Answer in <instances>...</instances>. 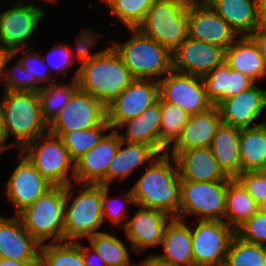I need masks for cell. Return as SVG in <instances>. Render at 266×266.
I'll return each instance as SVG.
<instances>
[{
    "instance_id": "2e32d148",
    "label": "cell",
    "mask_w": 266,
    "mask_h": 266,
    "mask_svg": "<svg viewBox=\"0 0 266 266\" xmlns=\"http://www.w3.org/2000/svg\"><path fill=\"white\" fill-rule=\"evenodd\" d=\"M225 50L188 36L171 52L172 70L202 77L225 62Z\"/></svg>"
},
{
    "instance_id": "83f0119b",
    "label": "cell",
    "mask_w": 266,
    "mask_h": 266,
    "mask_svg": "<svg viewBox=\"0 0 266 266\" xmlns=\"http://www.w3.org/2000/svg\"><path fill=\"white\" fill-rule=\"evenodd\" d=\"M225 63L249 76L256 83L266 78V67L255 42L249 36L239 37L225 50Z\"/></svg>"
},
{
    "instance_id": "836d02e7",
    "label": "cell",
    "mask_w": 266,
    "mask_h": 266,
    "mask_svg": "<svg viewBox=\"0 0 266 266\" xmlns=\"http://www.w3.org/2000/svg\"><path fill=\"white\" fill-rule=\"evenodd\" d=\"M82 243L62 241L41 244L40 266H85Z\"/></svg>"
},
{
    "instance_id": "d4e9b609",
    "label": "cell",
    "mask_w": 266,
    "mask_h": 266,
    "mask_svg": "<svg viewBox=\"0 0 266 266\" xmlns=\"http://www.w3.org/2000/svg\"><path fill=\"white\" fill-rule=\"evenodd\" d=\"M202 80L208 97L216 106L256 83L249 76L231 69L225 62L203 75Z\"/></svg>"
},
{
    "instance_id": "7dc6e473",
    "label": "cell",
    "mask_w": 266,
    "mask_h": 266,
    "mask_svg": "<svg viewBox=\"0 0 266 266\" xmlns=\"http://www.w3.org/2000/svg\"><path fill=\"white\" fill-rule=\"evenodd\" d=\"M83 260L85 266H107L100 255L89 245H83Z\"/></svg>"
},
{
    "instance_id": "e0dca14e",
    "label": "cell",
    "mask_w": 266,
    "mask_h": 266,
    "mask_svg": "<svg viewBox=\"0 0 266 266\" xmlns=\"http://www.w3.org/2000/svg\"><path fill=\"white\" fill-rule=\"evenodd\" d=\"M188 36L227 49L239 36L208 3L189 2Z\"/></svg>"
},
{
    "instance_id": "8d00e7d4",
    "label": "cell",
    "mask_w": 266,
    "mask_h": 266,
    "mask_svg": "<svg viewBox=\"0 0 266 266\" xmlns=\"http://www.w3.org/2000/svg\"><path fill=\"white\" fill-rule=\"evenodd\" d=\"M127 29H136L157 0H102Z\"/></svg>"
},
{
    "instance_id": "484cf974",
    "label": "cell",
    "mask_w": 266,
    "mask_h": 266,
    "mask_svg": "<svg viewBox=\"0 0 266 266\" xmlns=\"http://www.w3.org/2000/svg\"><path fill=\"white\" fill-rule=\"evenodd\" d=\"M186 220L172 218L164 231L161 245L164 254L159 259L181 266H194L192 254L191 228Z\"/></svg>"
},
{
    "instance_id": "7c38bea8",
    "label": "cell",
    "mask_w": 266,
    "mask_h": 266,
    "mask_svg": "<svg viewBox=\"0 0 266 266\" xmlns=\"http://www.w3.org/2000/svg\"><path fill=\"white\" fill-rule=\"evenodd\" d=\"M25 2L20 0L0 13V46L11 52L32 47L29 39L47 13L45 9Z\"/></svg>"
},
{
    "instance_id": "ab89813d",
    "label": "cell",
    "mask_w": 266,
    "mask_h": 266,
    "mask_svg": "<svg viewBox=\"0 0 266 266\" xmlns=\"http://www.w3.org/2000/svg\"><path fill=\"white\" fill-rule=\"evenodd\" d=\"M189 115L180 107L161 99V122L159 141L168 149L180 136Z\"/></svg>"
},
{
    "instance_id": "e575fe53",
    "label": "cell",
    "mask_w": 266,
    "mask_h": 266,
    "mask_svg": "<svg viewBox=\"0 0 266 266\" xmlns=\"http://www.w3.org/2000/svg\"><path fill=\"white\" fill-rule=\"evenodd\" d=\"M89 246L95 250L107 266H133L130 261V250L120 238L108 232H100L89 238Z\"/></svg>"
},
{
    "instance_id": "603a6c76",
    "label": "cell",
    "mask_w": 266,
    "mask_h": 266,
    "mask_svg": "<svg viewBox=\"0 0 266 266\" xmlns=\"http://www.w3.org/2000/svg\"><path fill=\"white\" fill-rule=\"evenodd\" d=\"M222 123L217 106L201 113L189 115L180 136L167 149V153H179L192 148L210 147L217 128Z\"/></svg>"
},
{
    "instance_id": "5bb4252c",
    "label": "cell",
    "mask_w": 266,
    "mask_h": 266,
    "mask_svg": "<svg viewBox=\"0 0 266 266\" xmlns=\"http://www.w3.org/2000/svg\"><path fill=\"white\" fill-rule=\"evenodd\" d=\"M158 99L159 81L134 79L106 105V120L111 130H118L124 122L138 117Z\"/></svg>"
},
{
    "instance_id": "d6986e66",
    "label": "cell",
    "mask_w": 266,
    "mask_h": 266,
    "mask_svg": "<svg viewBox=\"0 0 266 266\" xmlns=\"http://www.w3.org/2000/svg\"><path fill=\"white\" fill-rule=\"evenodd\" d=\"M102 140L75 162L74 183L107 186V168L116 155L121 137L110 130Z\"/></svg>"
},
{
    "instance_id": "f35d334b",
    "label": "cell",
    "mask_w": 266,
    "mask_h": 266,
    "mask_svg": "<svg viewBox=\"0 0 266 266\" xmlns=\"http://www.w3.org/2000/svg\"><path fill=\"white\" fill-rule=\"evenodd\" d=\"M223 266H266L263 245L246 242L235 235Z\"/></svg>"
},
{
    "instance_id": "6da1fadb",
    "label": "cell",
    "mask_w": 266,
    "mask_h": 266,
    "mask_svg": "<svg viewBox=\"0 0 266 266\" xmlns=\"http://www.w3.org/2000/svg\"><path fill=\"white\" fill-rule=\"evenodd\" d=\"M131 188L135 205L165 212L178 218L180 182L178 167L171 154H158Z\"/></svg>"
},
{
    "instance_id": "60d3db41",
    "label": "cell",
    "mask_w": 266,
    "mask_h": 266,
    "mask_svg": "<svg viewBox=\"0 0 266 266\" xmlns=\"http://www.w3.org/2000/svg\"><path fill=\"white\" fill-rule=\"evenodd\" d=\"M109 188L110 186L101 185V209L103 221L105 223V221L108 219L111 225L117 227L120 224L121 227H124L129 217V213H127L128 204H136L132 190L130 189L127 192H123L122 198H120V200L118 198H113L117 199V201L119 200L118 202L115 201V203L114 200L109 196Z\"/></svg>"
},
{
    "instance_id": "8992f818",
    "label": "cell",
    "mask_w": 266,
    "mask_h": 266,
    "mask_svg": "<svg viewBox=\"0 0 266 266\" xmlns=\"http://www.w3.org/2000/svg\"><path fill=\"white\" fill-rule=\"evenodd\" d=\"M65 186H53L17 214L25 229L40 244L65 241Z\"/></svg>"
},
{
    "instance_id": "f1b7e54d",
    "label": "cell",
    "mask_w": 266,
    "mask_h": 266,
    "mask_svg": "<svg viewBox=\"0 0 266 266\" xmlns=\"http://www.w3.org/2000/svg\"><path fill=\"white\" fill-rule=\"evenodd\" d=\"M158 154L148 145L130 143L121 139L115 157L107 168V186L119 179L122 181L134 173V169L148 164Z\"/></svg>"
},
{
    "instance_id": "91938a15",
    "label": "cell",
    "mask_w": 266,
    "mask_h": 266,
    "mask_svg": "<svg viewBox=\"0 0 266 266\" xmlns=\"http://www.w3.org/2000/svg\"><path fill=\"white\" fill-rule=\"evenodd\" d=\"M133 266H142V264L139 262V265L136 263V264L133 265Z\"/></svg>"
},
{
    "instance_id": "5b68a950",
    "label": "cell",
    "mask_w": 266,
    "mask_h": 266,
    "mask_svg": "<svg viewBox=\"0 0 266 266\" xmlns=\"http://www.w3.org/2000/svg\"><path fill=\"white\" fill-rule=\"evenodd\" d=\"M77 195L74 186H65V241L78 242L97 233L104 224L101 209V184H79ZM76 195L74 198H72Z\"/></svg>"
},
{
    "instance_id": "ac0fdd59",
    "label": "cell",
    "mask_w": 266,
    "mask_h": 266,
    "mask_svg": "<svg viewBox=\"0 0 266 266\" xmlns=\"http://www.w3.org/2000/svg\"><path fill=\"white\" fill-rule=\"evenodd\" d=\"M172 219L165 212L138 206L134 216L122 228L126 242L137 254L161 245L165 228Z\"/></svg>"
},
{
    "instance_id": "db71d44e",
    "label": "cell",
    "mask_w": 266,
    "mask_h": 266,
    "mask_svg": "<svg viewBox=\"0 0 266 266\" xmlns=\"http://www.w3.org/2000/svg\"><path fill=\"white\" fill-rule=\"evenodd\" d=\"M12 52L4 49L3 47L0 46V80L4 81V76H5V64L7 58L10 56Z\"/></svg>"
},
{
    "instance_id": "f907efd6",
    "label": "cell",
    "mask_w": 266,
    "mask_h": 266,
    "mask_svg": "<svg viewBox=\"0 0 266 266\" xmlns=\"http://www.w3.org/2000/svg\"><path fill=\"white\" fill-rule=\"evenodd\" d=\"M6 142H8L7 140V134L5 131V123H4V119H3V114H2V110L0 108V154L2 155V153L7 150L10 147L14 146L11 144H6Z\"/></svg>"
},
{
    "instance_id": "4fadbf2b",
    "label": "cell",
    "mask_w": 266,
    "mask_h": 266,
    "mask_svg": "<svg viewBox=\"0 0 266 266\" xmlns=\"http://www.w3.org/2000/svg\"><path fill=\"white\" fill-rule=\"evenodd\" d=\"M105 120L106 106L91 94L78 89L48 124V132L60 137L63 133L101 125Z\"/></svg>"
},
{
    "instance_id": "44dd1931",
    "label": "cell",
    "mask_w": 266,
    "mask_h": 266,
    "mask_svg": "<svg viewBox=\"0 0 266 266\" xmlns=\"http://www.w3.org/2000/svg\"><path fill=\"white\" fill-rule=\"evenodd\" d=\"M41 244L25 229L20 218L0 216V258L40 261Z\"/></svg>"
},
{
    "instance_id": "1f68e13d",
    "label": "cell",
    "mask_w": 266,
    "mask_h": 266,
    "mask_svg": "<svg viewBox=\"0 0 266 266\" xmlns=\"http://www.w3.org/2000/svg\"><path fill=\"white\" fill-rule=\"evenodd\" d=\"M257 202L243 185L233 178L227 184L224 221L235 230L257 213Z\"/></svg>"
},
{
    "instance_id": "8fae6325",
    "label": "cell",
    "mask_w": 266,
    "mask_h": 266,
    "mask_svg": "<svg viewBox=\"0 0 266 266\" xmlns=\"http://www.w3.org/2000/svg\"><path fill=\"white\" fill-rule=\"evenodd\" d=\"M159 97L194 115L214 108L216 105L205 91L202 77L171 70L159 81Z\"/></svg>"
},
{
    "instance_id": "cb8c5ba5",
    "label": "cell",
    "mask_w": 266,
    "mask_h": 266,
    "mask_svg": "<svg viewBox=\"0 0 266 266\" xmlns=\"http://www.w3.org/2000/svg\"><path fill=\"white\" fill-rule=\"evenodd\" d=\"M161 122V98L146 108L138 117L124 122L119 129L126 128L120 134L122 140L130 143H142L150 146L157 154L166 153L167 149L159 141Z\"/></svg>"
},
{
    "instance_id": "11a10c76",
    "label": "cell",
    "mask_w": 266,
    "mask_h": 266,
    "mask_svg": "<svg viewBox=\"0 0 266 266\" xmlns=\"http://www.w3.org/2000/svg\"><path fill=\"white\" fill-rule=\"evenodd\" d=\"M257 212L266 215V200L258 203Z\"/></svg>"
},
{
    "instance_id": "680465c9",
    "label": "cell",
    "mask_w": 266,
    "mask_h": 266,
    "mask_svg": "<svg viewBox=\"0 0 266 266\" xmlns=\"http://www.w3.org/2000/svg\"><path fill=\"white\" fill-rule=\"evenodd\" d=\"M264 251H265V256H266V244L263 245Z\"/></svg>"
},
{
    "instance_id": "4dcf8cb0",
    "label": "cell",
    "mask_w": 266,
    "mask_h": 266,
    "mask_svg": "<svg viewBox=\"0 0 266 266\" xmlns=\"http://www.w3.org/2000/svg\"><path fill=\"white\" fill-rule=\"evenodd\" d=\"M241 172L264 171L266 168V121L240 132Z\"/></svg>"
},
{
    "instance_id": "d6a6232c",
    "label": "cell",
    "mask_w": 266,
    "mask_h": 266,
    "mask_svg": "<svg viewBox=\"0 0 266 266\" xmlns=\"http://www.w3.org/2000/svg\"><path fill=\"white\" fill-rule=\"evenodd\" d=\"M78 89L77 79H72L70 83L60 81L43 86L37 92L43 120L49 124Z\"/></svg>"
},
{
    "instance_id": "277c9868",
    "label": "cell",
    "mask_w": 266,
    "mask_h": 266,
    "mask_svg": "<svg viewBox=\"0 0 266 266\" xmlns=\"http://www.w3.org/2000/svg\"><path fill=\"white\" fill-rule=\"evenodd\" d=\"M0 101L7 140L19 151L30 141L48 132V124L43 120L40 103L35 92L4 91Z\"/></svg>"
},
{
    "instance_id": "4316f807",
    "label": "cell",
    "mask_w": 266,
    "mask_h": 266,
    "mask_svg": "<svg viewBox=\"0 0 266 266\" xmlns=\"http://www.w3.org/2000/svg\"><path fill=\"white\" fill-rule=\"evenodd\" d=\"M208 5L239 37L250 36L258 29L257 0H210Z\"/></svg>"
},
{
    "instance_id": "ffe728a7",
    "label": "cell",
    "mask_w": 266,
    "mask_h": 266,
    "mask_svg": "<svg viewBox=\"0 0 266 266\" xmlns=\"http://www.w3.org/2000/svg\"><path fill=\"white\" fill-rule=\"evenodd\" d=\"M256 84L217 105L222 123L239 129L252 127L266 108V90Z\"/></svg>"
},
{
    "instance_id": "816d5d0a",
    "label": "cell",
    "mask_w": 266,
    "mask_h": 266,
    "mask_svg": "<svg viewBox=\"0 0 266 266\" xmlns=\"http://www.w3.org/2000/svg\"><path fill=\"white\" fill-rule=\"evenodd\" d=\"M141 264L142 266H181L159 259L154 253H151L149 257L141 261Z\"/></svg>"
},
{
    "instance_id": "f6af8a7d",
    "label": "cell",
    "mask_w": 266,
    "mask_h": 266,
    "mask_svg": "<svg viewBox=\"0 0 266 266\" xmlns=\"http://www.w3.org/2000/svg\"><path fill=\"white\" fill-rule=\"evenodd\" d=\"M236 179L257 204L266 200V173L264 171L241 172Z\"/></svg>"
},
{
    "instance_id": "7402d4cb",
    "label": "cell",
    "mask_w": 266,
    "mask_h": 266,
    "mask_svg": "<svg viewBox=\"0 0 266 266\" xmlns=\"http://www.w3.org/2000/svg\"><path fill=\"white\" fill-rule=\"evenodd\" d=\"M171 154L177 164L181 180L217 181L232 180L219 168L210 147L192 148Z\"/></svg>"
},
{
    "instance_id": "681fc988",
    "label": "cell",
    "mask_w": 266,
    "mask_h": 266,
    "mask_svg": "<svg viewBox=\"0 0 266 266\" xmlns=\"http://www.w3.org/2000/svg\"><path fill=\"white\" fill-rule=\"evenodd\" d=\"M258 29H266V0H257Z\"/></svg>"
},
{
    "instance_id": "9c48e42d",
    "label": "cell",
    "mask_w": 266,
    "mask_h": 266,
    "mask_svg": "<svg viewBox=\"0 0 266 266\" xmlns=\"http://www.w3.org/2000/svg\"><path fill=\"white\" fill-rule=\"evenodd\" d=\"M231 180L180 182L179 219L196 214L197 220L224 221L227 184Z\"/></svg>"
},
{
    "instance_id": "ba28073f",
    "label": "cell",
    "mask_w": 266,
    "mask_h": 266,
    "mask_svg": "<svg viewBox=\"0 0 266 266\" xmlns=\"http://www.w3.org/2000/svg\"><path fill=\"white\" fill-rule=\"evenodd\" d=\"M19 152L53 186H68L74 182L75 162L60 137L47 132Z\"/></svg>"
},
{
    "instance_id": "7a4b0ae2",
    "label": "cell",
    "mask_w": 266,
    "mask_h": 266,
    "mask_svg": "<svg viewBox=\"0 0 266 266\" xmlns=\"http://www.w3.org/2000/svg\"><path fill=\"white\" fill-rule=\"evenodd\" d=\"M72 78L77 79L81 91L91 94L105 106L134 80L111 45L99 56L80 65Z\"/></svg>"
},
{
    "instance_id": "9a60e30c",
    "label": "cell",
    "mask_w": 266,
    "mask_h": 266,
    "mask_svg": "<svg viewBox=\"0 0 266 266\" xmlns=\"http://www.w3.org/2000/svg\"><path fill=\"white\" fill-rule=\"evenodd\" d=\"M18 157L20 162L4 184L3 193L14 205L15 215L53 187L21 152Z\"/></svg>"
},
{
    "instance_id": "9f6ffc18",
    "label": "cell",
    "mask_w": 266,
    "mask_h": 266,
    "mask_svg": "<svg viewBox=\"0 0 266 266\" xmlns=\"http://www.w3.org/2000/svg\"><path fill=\"white\" fill-rule=\"evenodd\" d=\"M188 1L194 3H208L210 0H188Z\"/></svg>"
},
{
    "instance_id": "30bf717a",
    "label": "cell",
    "mask_w": 266,
    "mask_h": 266,
    "mask_svg": "<svg viewBox=\"0 0 266 266\" xmlns=\"http://www.w3.org/2000/svg\"><path fill=\"white\" fill-rule=\"evenodd\" d=\"M197 223L190 226L194 266H223L236 230L225 221L197 220Z\"/></svg>"
},
{
    "instance_id": "ee69618b",
    "label": "cell",
    "mask_w": 266,
    "mask_h": 266,
    "mask_svg": "<svg viewBox=\"0 0 266 266\" xmlns=\"http://www.w3.org/2000/svg\"><path fill=\"white\" fill-rule=\"evenodd\" d=\"M236 235L249 243L266 244V215L257 212L236 229Z\"/></svg>"
},
{
    "instance_id": "f5cc1de1",
    "label": "cell",
    "mask_w": 266,
    "mask_h": 266,
    "mask_svg": "<svg viewBox=\"0 0 266 266\" xmlns=\"http://www.w3.org/2000/svg\"><path fill=\"white\" fill-rule=\"evenodd\" d=\"M0 266H40V261H16L0 258Z\"/></svg>"
},
{
    "instance_id": "52a82bcc",
    "label": "cell",
    "mask_w": 266,
    "mask_h": 266,
    "mask_svg": "<svg viewBox=\"0 0 266 266\" xmlns=\"http://www.w3.org/2000/svg\"><path fill=\"white\" fill-rule=\"evenodd\" d=\"M188 0H157L137 28L173 52L188 37Z\"/></svg>"
},
{
    "instance_id": "6f0895ef",
    "label": "cell",
    "mask_w": 266,
    "mask_h": 266,
    "mask_svg": "<svg viewBox=\"0 0 266 266\" xmlns=\"http://www.w3.org/2000/svg\"><path fill=\"white\" fill-rule=\"evenodd\" d=\"M45 1H47V2L49 1V2L53 3V2H56L57 0H45Z\"/></svg>"
},
{
    "instance_id": "7bdbcfd3",
    "label": "cell",
    "mask_w": 266,
    "mask_h": 266,
    "mask_svg": "<svg viewBox=\"0 0 266 266\" xmlns=\"http://www.w3.org/2000/svg\"><path fill=\"white\" fill-rule=\"evenodd\" d=\"M100 34L101 33H97L96 31H93L89 28L84 29L78 34L77 38L75 39V46L74 48H72L73 50L70 48L75 61L80 62L82 65L83 63L99 56L106 50L103 49L101 51L99 50L98 52H95L94 54L91 53V49L98 45V37L100 36Z\"/></svg>"
},
{
    "instance_id": "c3c4849f",
    "label": "cell",
    "mask_w": 266,
    "mask_h": 266,
    "mask_svg": "<svg viewBox=\"0 0 266 266\" xmlns=\"http://www.w3.org/2000/svg\"><path fill=\"white\" fill-rule=\"evenodd\" d=\"M257 45L259 53L262 56L263 63L266 67V29H257L249 36Z\"/></svg>"
},
{
    "instance_id": "b9f144b4",
    "label": "cell",
    "mask_w": 266,
    "mask_h": 266,
    "mask_svg": "<svg viewBox=\"0 0 266 266\" xmlns=\"http://www.w3.org/2000/svg\"><path fill=\"white\" fill-rule=\"evenodd\" d=\"M42 58L44 59L46 65L50 68L53 78H55L54 75L57 76L59 74H62V76L65 78V76L68 75L67 70L71 68L73 64L77 63L70 51V47L65 45V43H58L55 46L51 47V49L47 53V56L42 55ZM52 58H54L55 60H50Z\"/></svg>"
},
{
    "instance_id": "74e56055",
    "label": "cell",
    "mask_w": 266,
    "mask_h": 266,
    "mask_svg": "<svg viewBox=\"0 0 266 266\" xmlns=\"http://www.w3.org/2000/svg\"><path fill=\"white\" fill-rule=\"evenodd\" d=\"M24 51L23 57H20L18 60L27 70L28 74V92L37 93L43 86L39 84L44 83L50 85L55 82V78L51 75L50 68L44 62L42 55L39 52H34L32 48L16 49L12 51L14 56L20 51Z\"/></svg>"
},
{
    "instance_id": "f546056e",
    "label": "cell",
    "mask_w": 266,
    "mask_h": 266,
    "mask_svg": "<svg viewBox=\"0 0 266 266\" xmlns=\"http://www.w3.org/2000/svg\"><path fill=\"white\" fill-rule=\"evenodd\" d=\"M240 132L239 128L221 123L210 145L219 168L230 178H236L241 173Z\"/></svg>"
},
{
    "instance_id": "bcb514c9",
    "label": "cell",
    "mask_w": 266,
    "mask_h": 266,
    "mask_svg": "<svg viewBox=\"0 0 266 266\" xmlns=\"http://www.w3.org/2000/svg\"><path fill=\"white\" fill-rule=\"evenodd\" d=\"M14 55L11 53L6 60L5 64V76H4V87L5 91L12 92H28V74L27 70L23 68L19 60L15 62L11 69L8 68L9 62L14 59ZM8 69V70H7Z\"/></svg>"
},
{
    "instance_id": "d590c367",
    "label": "cell",
    "mask_w": 266,
    "mask_h": 266,
    "mask_svg": "<svg viewBox=\"0 0 266 266\" xmlns=\"http://www.w3.org/2000/svg\"><path fill=\"white\" fill-rule=\"evenodd\" d=\"M111 130L107 120L101 125L85 130H77L63 133L60 138L69 152L71 159L76 162L89 150L96 146L106 135V131Z\"/></svg>"
},
{
    "instance_id": "3957f363",
    "label": "cell",
    "mask_w": 266,
    "mask_h": 266,
    "mask_svg": "<svg viewBox=\"0 0 266 266\" xmlns=\"http://www.w3.org/2000/svg\"><path fill=\"white\" fill-rule=\"evenodd\" d=\"M131 36L125 42L112 41L134 79L160 81L172 70L171 52L139 29H128Z\"/></svg>"
}]
</instances>
